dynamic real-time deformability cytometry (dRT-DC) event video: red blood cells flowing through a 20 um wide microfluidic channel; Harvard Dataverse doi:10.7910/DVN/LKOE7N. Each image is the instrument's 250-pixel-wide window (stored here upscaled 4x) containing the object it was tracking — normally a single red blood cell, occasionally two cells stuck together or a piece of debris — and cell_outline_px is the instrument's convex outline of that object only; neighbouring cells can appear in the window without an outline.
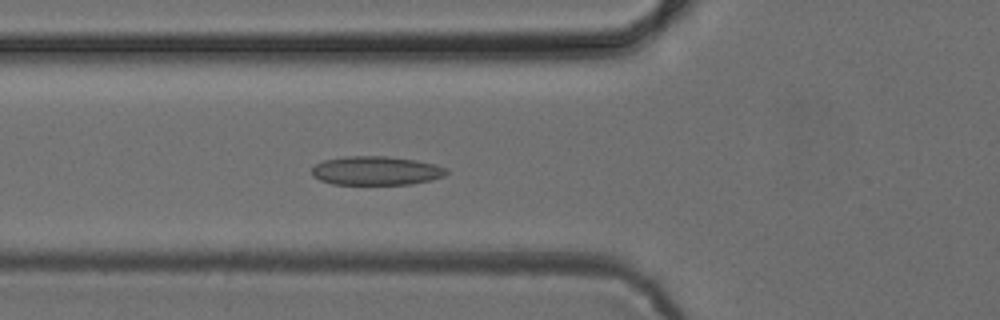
{"species": "common noctule bat (a hibernating species)", "species_latin": "Nyctalus noctula", "temperature_condition": "cold", "stored_images_in_passage": 52, "camera_frame_rate_fps": 3000, "um_per_image_px": 0.085, "animal": {"sex": "female", "body_mass_g": 24.6, "forearm_length_mm": 56.2}, "frame": {"image": 1, "passage_image": 19, "time_ms": 6.0, "image_size_px": [1000, 320], "cell_outline_px": [[448, 172], [444, 176], [412, 184], [332, 184], [320, 180], [312, 176], [312, 168], [316, 164], [324, 160], [344, 156], [388, 156], [416, 160], [436, 164], [448, 168]], "centroid_in_image_um": [31.97, 14.5], "position_along_channel_um": 93.8, "area_um2": 22.72}}
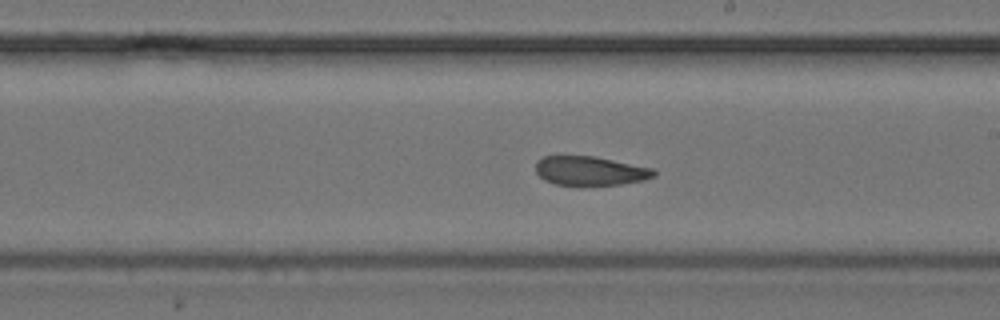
{"frame": {"image": 2, "passage_image": 30, "time_ms": 9.667, "image_size_px": [1000, 320], "cell_outline_px": [[656, 176], [644, 180], [620, 184], [556, 184], [544, 180], [536, 172], [536, 160], [544, 156], [596, 156], [652, 168], [656, 172]], "centroid_in_image_um": [50.17, 14.5], "position_along_channel_um": 238.8, "area_um2": 19.83}}
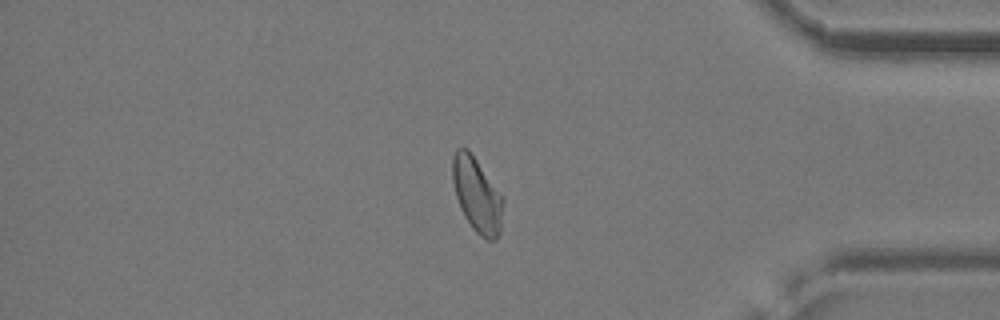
{"frame": {"image": 3, "passage_image": 44, "time_ms": 14.333, "image_size_px": [1000, 320], "cell_outline_px": [[504, 204], [500, 232], [496, 240], [488, 240], [480, 236], [472, 228], [464, 216], [460, 208], [456, 196], [452, 180], [452, 156], [456, 148], [468, 148], [504, 196]], "centroid_in_image_um": [40.56, 16.56], "position_along_channel_um": 394.6, "area_um2": 22.43}}